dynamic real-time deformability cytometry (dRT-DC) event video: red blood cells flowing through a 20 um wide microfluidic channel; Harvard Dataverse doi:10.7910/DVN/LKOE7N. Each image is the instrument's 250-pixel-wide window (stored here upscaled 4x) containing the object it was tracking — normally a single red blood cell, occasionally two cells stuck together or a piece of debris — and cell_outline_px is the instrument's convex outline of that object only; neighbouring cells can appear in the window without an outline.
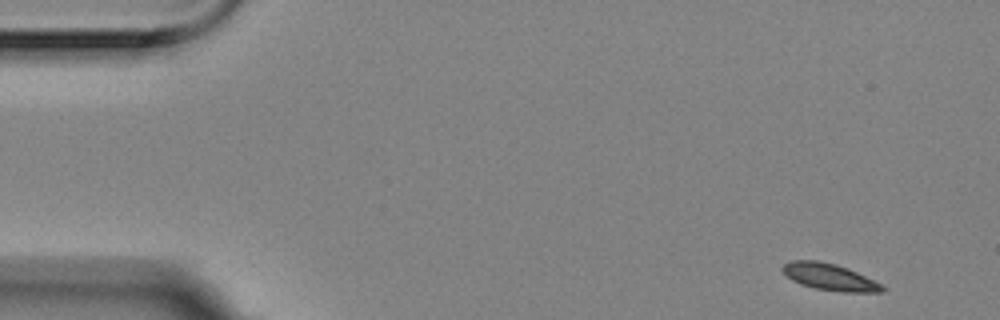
{"species": "Egyptian fruit bat (a non-hibernating species)", "species_latin": "Rousettus aegyptiacus", "temperature_condition": "room temperature", "stored_images_in_passage": 6, "segment_of_instrument_passage": [2, 2], "camera_frame_rate_fps": 3000, "um_per_image_px": 0.085, "animal": {"sex": "female"}, "frame": {"image": 1, "passage_image": 6, "time_ms": 1.667, "image_size_px": [1000, 320], "cell_outline_px": [[888, 288], [884, 292], [840, 292], [812, 288], [800, 284], [792, 280], [780, 268], [784, 264], [792, 260], [816, 260], [836, 264], [848, 268]], "centroid_in_image_um": [70.51, 23.55], "position_along_channel_um": 14.5, "area_um2": 15.55}}